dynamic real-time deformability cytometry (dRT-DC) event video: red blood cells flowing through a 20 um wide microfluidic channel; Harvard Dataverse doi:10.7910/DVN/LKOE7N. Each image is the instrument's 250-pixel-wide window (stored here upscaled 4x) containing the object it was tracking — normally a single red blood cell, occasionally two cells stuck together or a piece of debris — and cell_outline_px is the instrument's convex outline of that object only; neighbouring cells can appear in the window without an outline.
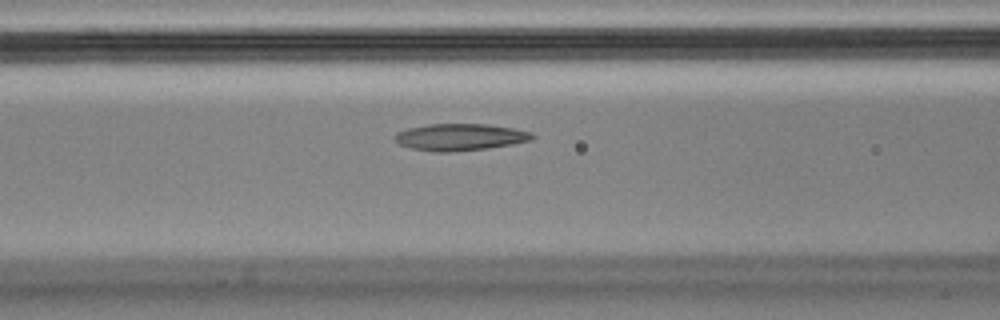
{"species": "Egyptian fruit bat (a non-hibernating species)", "species_latin": "Rousettus aegyptiacus", "temperature_condition": "cold", "stored_images_in_passage": 18, "camera_frame_rate_fps": 3000, "um_per_image_px": 0.085, "animal": {"sex": "male"}, "frame": {"image": 1, "passage_image": 16, "time_ms": 5.0, "image_size_px": [1000, 320], "cell_outline_px": [[536, 136], [532, 140], [512, 144], [488, 148], [452, 152], [436, 152], [412, 148], [400, 144], [392, 136], [396, 132], [408, 128], [428, 124], [488, 124], [516, 128], [532, 132]], "centroid_in_image_um": [39.14, 11.64], "position_along_channel_um": 127.5, "area_um2": 21.68}}